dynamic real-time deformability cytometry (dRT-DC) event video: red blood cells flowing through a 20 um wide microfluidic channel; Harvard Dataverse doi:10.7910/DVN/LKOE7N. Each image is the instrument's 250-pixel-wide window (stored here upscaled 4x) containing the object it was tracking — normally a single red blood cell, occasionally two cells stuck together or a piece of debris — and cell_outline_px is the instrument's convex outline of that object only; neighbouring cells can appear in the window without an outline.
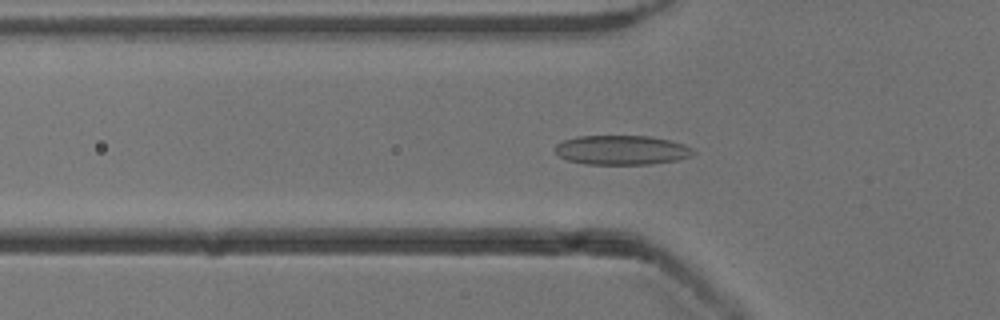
{"species": "common noctule bat (a hibernating species)", "species_latin": "Nyctalus noctula", "temperature_condition": "cold", "stored_images_in_passage": 52, "camera_frame_rate_fps": 3000, "um_per_image_px": 0.085, "animal": {"sex": "male", "body_mass_g": 13.3}, "frame": {"image": 1, "passage_image": 17, "time_ms": 5.333, "image_size_px": [1000, 320], "cell_outline_px": [[696, 152], [692, 156], [676, 160], [648, 164], [584, 164], [568, 160], [560, 156], [556, 152], [556, 144], [564, 140], [576, 136], [648, 136], [668, 140], [684, 144], [692, 148]], "centroid_in_image_um": [52.85, 12.75], "position_along_channel_um": 72.9, "area_um2": 23.58}}
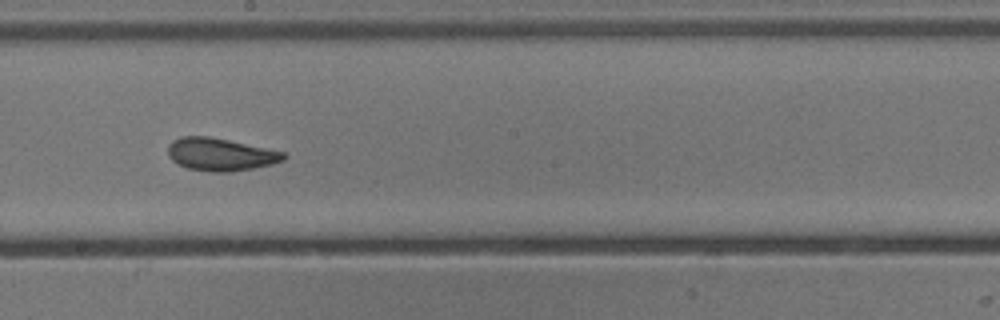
{"frame": {"image": 2, "passage_image": 29, "time_ms": 9.333, "image_size_px": [1000, 320], "cell_outline_px": [[288, 156], [284, 160], [272, 164], [232, 172], [212, 172], [188, 168], [172, 160], [168, 156], [168, 144], [172, 140], [180, 136], [208, 136], [228, 140], [284, 152]], "centroid_in_image_um": [18.72, 13.12], "position_along_channel_um": 229.5, "area_um2": 21.96}}
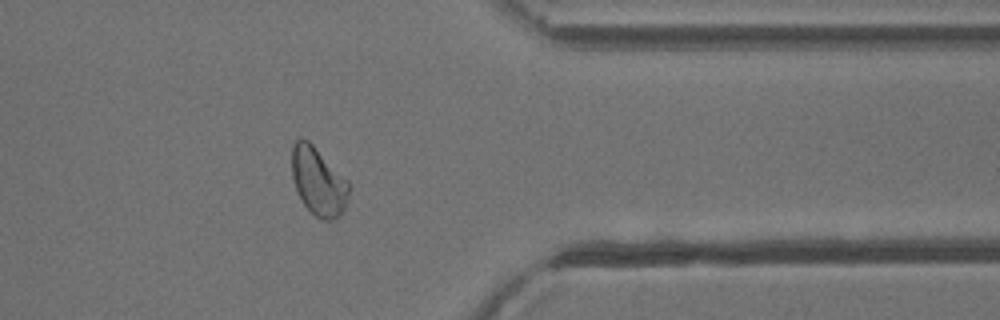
{"frame": {"image": 3, "passage_image": 42, "time_ms": 13.667, "image_size_px": [1000, 320], "cell_outline_px": [[352, 184], [344, 208], [340, 216], [332, 220], [320, 220], [304, 204], [296, 188], [292, 176], [292, 148], [296, 140], [300, 136], [308, 140]], "centroid_in_image_um": [27.08, 15.42], "position_along_channel_um": 384.3, "area_um2": 22.6}, "authors_computed_cell_mechanics": {"area_um2": 22.7154, "velocity_mm_per_s": 3.8841, "shape_relaxation_time_tau1_ms": 5.0771, "shape_relaxation_time_tau2_ms": 1.5355, "deformation_change_tau1": 0.1245, "deformation_change_tau2": 0.0782}}